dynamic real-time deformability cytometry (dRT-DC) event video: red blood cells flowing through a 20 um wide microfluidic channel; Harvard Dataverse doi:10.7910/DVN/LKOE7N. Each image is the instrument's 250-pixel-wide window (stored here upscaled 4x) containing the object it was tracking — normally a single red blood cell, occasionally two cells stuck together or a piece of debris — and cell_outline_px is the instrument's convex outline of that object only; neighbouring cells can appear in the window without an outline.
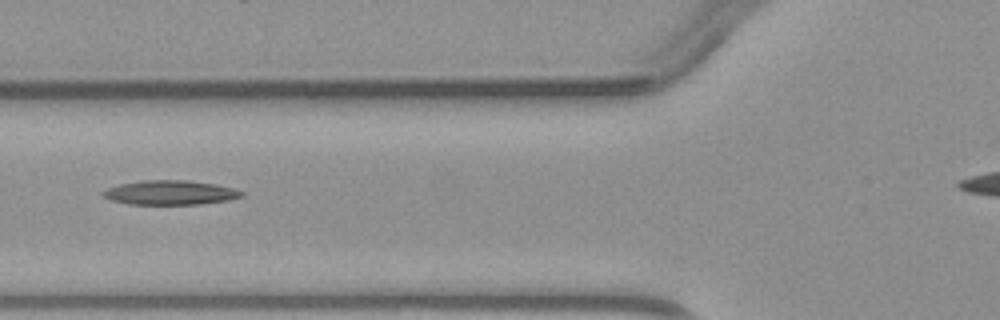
{"species": "common noctule bat (a hibernating species)", "species_latin": "Nyctalus noctula", "temperature_condition": "warm", "stored_images_in_passage": 4, "segment_of_instrument_passage": [1, 2], "camera_frame_rate_fps": 3000, "um_per_image_px": 0.085, "animal": {"sex": "male", "body_mass_g": 23.1, "forearm_length_mm": 52.7}, "frame": {"image": 1, "passage_image": 3, "time_ms": 2.333, "image_size_px": [1000, 320], "cell_outline_px": [[244, 196], [228, 200], [200, 204], [128, 204], [112, 200], [104, 196], [100, 192], [108, 188], [120, 184], [140, 180], [188, 180], [216, 184], [232, 188], [244, 192]], "centroid_in_image_um": [14.47, 16.36], "position_along_channel_um": 111.3, "area_um2": 19.65}}